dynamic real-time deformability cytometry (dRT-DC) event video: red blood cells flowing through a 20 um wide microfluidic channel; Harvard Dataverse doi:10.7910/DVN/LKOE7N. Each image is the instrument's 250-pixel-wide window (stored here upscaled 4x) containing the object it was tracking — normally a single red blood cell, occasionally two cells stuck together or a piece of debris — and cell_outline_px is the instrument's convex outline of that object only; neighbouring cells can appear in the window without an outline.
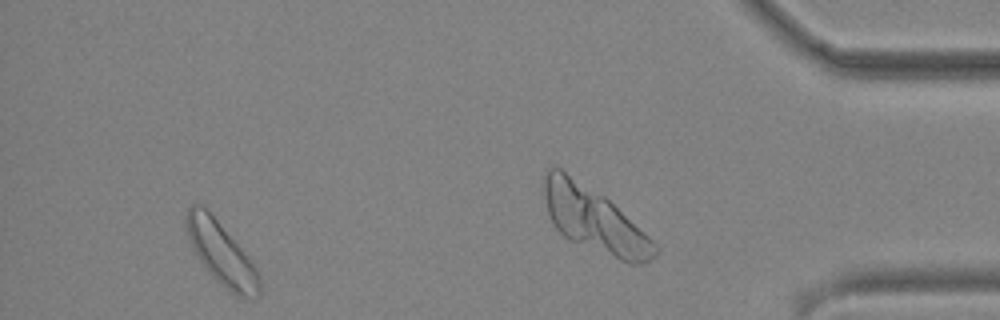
{"species": "common noctule bat (a hibernating species)", "species_latin": "Nyctalus noctula", "temperature_condition": "cold", "stored_images_in_passage": 38, "camera_frame_rate_fps": 3000, "um_per_image_px": 0.085, "animal": {"sex": "male", "body_mass_g": 19.2, "forearm_length_mm": 51.8}, "frame": {"image": 1, "passage_image": 34, "time_ms": 11.0, "image_size_px": [1000, 320], "cell_outline_px": [[260, 296], [240, 296], [232, 292], [216, 280], [208, 272], [196, 256], [192, 248], [184, 224], [184, 216], [188, 208], [192, 204], [200, 204], [208, 208], [244, 252], [256, 268], [260, 276]], "centroid_in_image_um": [18.75, 21.47], "position_along_channel_um": 416.4, "area_um2": 26.59}}